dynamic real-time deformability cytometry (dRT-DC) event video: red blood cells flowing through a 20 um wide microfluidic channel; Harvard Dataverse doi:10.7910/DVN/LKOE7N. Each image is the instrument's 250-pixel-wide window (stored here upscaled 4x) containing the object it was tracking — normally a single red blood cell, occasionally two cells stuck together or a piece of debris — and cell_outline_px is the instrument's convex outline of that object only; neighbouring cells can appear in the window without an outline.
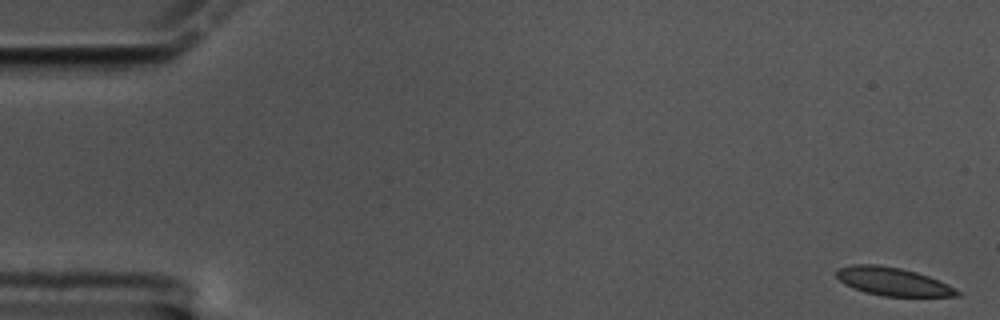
{"species": "common noctule bat (a hibernating species)", "species_latin": "Nyctalus noctula", "temperature_condition": "cold", "stored_images_in_passage": 17, "camera_frame_rate_fps": 3000, "um_per_image_px": 0.085, "animal": {"sex": "male", "body_mass_g": 17.5, "forearm_length_mm": 52.3}, "frame": {"image": 1, "passage_image": 1, "time_ms": 0.0, "image_size_px": [1000, 320], "cell_outline_px": [[960, 296], [884, 296], [864, 292], [852, 288], [844, 284], [836, 276], [836, 272], [840, 268], [852, 264], [876, 264], [900, 268], [916, 272], [928, 276], [948, 284], [960, 292]], "centroid_in_image_um": [75.87, 23.93], "position_along_channel_um": 9.1, "area_um2": 19.71}}
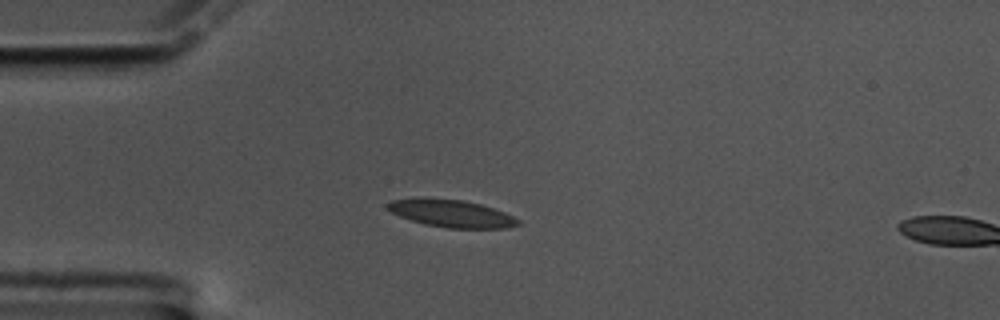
{"frame": {"image": 2, "passage_image": 15, "time_ms": 4.667, "image_size_px": [1000, 320], "cell_outline_px": [[520, 224], [508, 228], [448, 228], [424, 224], [400, 216], [384, 208], [384, 204], [392, 200], [464, 200], [480, 204], [504, 212], [520, 220]], "centroid_in_image_um": [38.41, 18.18], "position_along_channel_um": 46.6, "area_um2": 20.17}}